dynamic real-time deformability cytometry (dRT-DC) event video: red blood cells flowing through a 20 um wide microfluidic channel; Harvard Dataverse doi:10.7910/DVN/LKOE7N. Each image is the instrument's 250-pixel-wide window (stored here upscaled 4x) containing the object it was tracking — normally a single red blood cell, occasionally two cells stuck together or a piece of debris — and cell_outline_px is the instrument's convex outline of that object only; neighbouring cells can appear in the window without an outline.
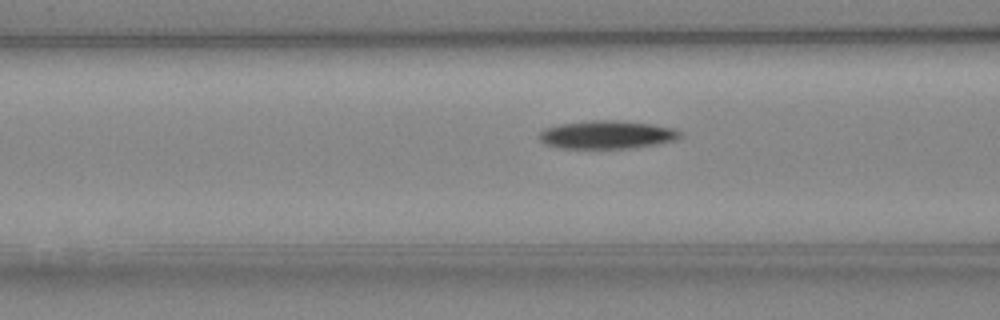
{"species": "Egyptian fruit bat (a non-hibernating species)", "species_latin": "Rousettus aegyptiacus", "temperature_condition": "cold", "stored_images_in_passage": 18, "camera_frame_rate_fps": 3000, "um_per_image_px": 0.085, "animal": {"sex": "female"}, "frame": {"image": 1, "passage_image": 13, "time_ms": 4.0, "image_size_px": [1000, 320], "cell_outline_px": [[684, 132], [676, 140], [656, 144], [632, 148], [560, 148], [544, 144], [540, 140], [540, 132], [544, 128], [560, 124], [592, 120], [616, 120], [652, 124], [676, 128]], "centroid_in_image_um": [51.62, 11.44], "position_along_channel_um": 115.0, "area_um2": 23.24}}
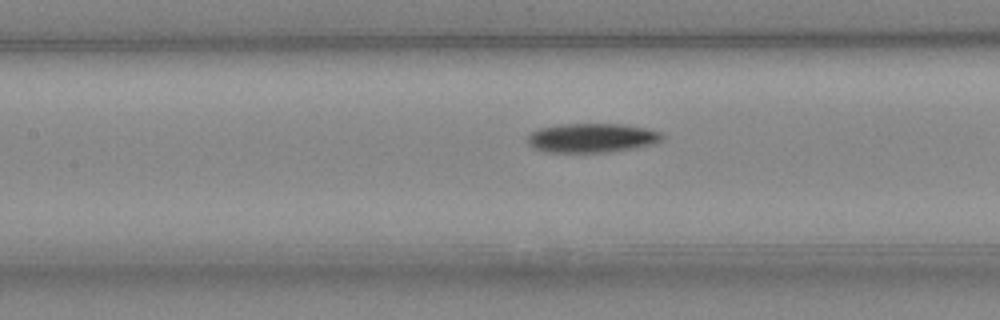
{"frame": {"image": 2, "passage_image": 16, "time_ms": 5.0, "image_size_px": [1000, 320], "cell_outline_px": [[664, 140], [652, 144], [636, 148], [608, 152], [544, 152], [532, 148], [528, 144], [528, 136], [532, 132], [540, 128], [556, 124], [624, 124], [648, 128], [660, 132], [664, 136]], "centroid_in_image_um": [50.32, 11.72], "position_along_channel_um": 157.1, "area_um2": 23.18}}